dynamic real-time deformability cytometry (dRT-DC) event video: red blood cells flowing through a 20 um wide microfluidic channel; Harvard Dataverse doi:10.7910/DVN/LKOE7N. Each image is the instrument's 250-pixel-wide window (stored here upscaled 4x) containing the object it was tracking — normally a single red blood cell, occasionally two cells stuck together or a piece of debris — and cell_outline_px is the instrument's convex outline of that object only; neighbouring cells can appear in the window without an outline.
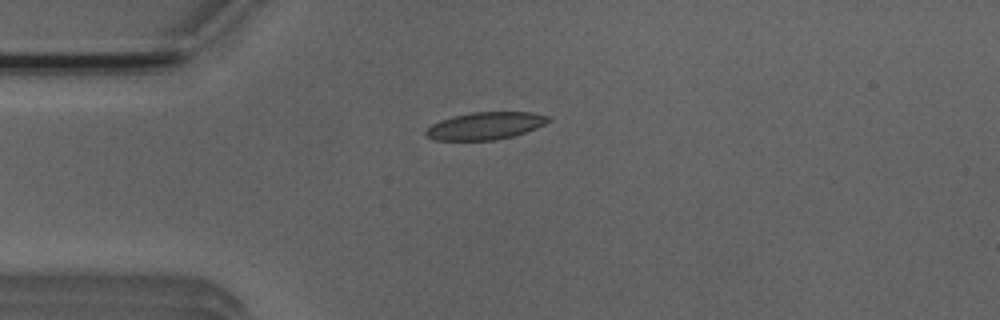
{"species": "Egyptian fruit bat (a non-hibernating species)", "species_latin": "Rousettus aegyptiacus", "temperature_condition": "room temperature", "stored_images_in_passage": 5, "camera_frame_rate_fps": 3000, "um_per_image_px": 0.085, "animal": {"sex": "male"}, "frame": {"image": 1, "passage_image": 3, "time_ms": 2.333, "image_size_px": [1000, 320], "cell_outline_px": [[552, 120], [536, 128], [512, 136], [496, 140], [436, 140], [424, 136], [424, 132], [432, 124], [440, 120], [452, 116], [472, 112], [532, 112], [552, 116]], "centroid_in_image_um": [41.26, 10.69], "position_along_channel_um": 43.7, "area_um2": 19.65}}